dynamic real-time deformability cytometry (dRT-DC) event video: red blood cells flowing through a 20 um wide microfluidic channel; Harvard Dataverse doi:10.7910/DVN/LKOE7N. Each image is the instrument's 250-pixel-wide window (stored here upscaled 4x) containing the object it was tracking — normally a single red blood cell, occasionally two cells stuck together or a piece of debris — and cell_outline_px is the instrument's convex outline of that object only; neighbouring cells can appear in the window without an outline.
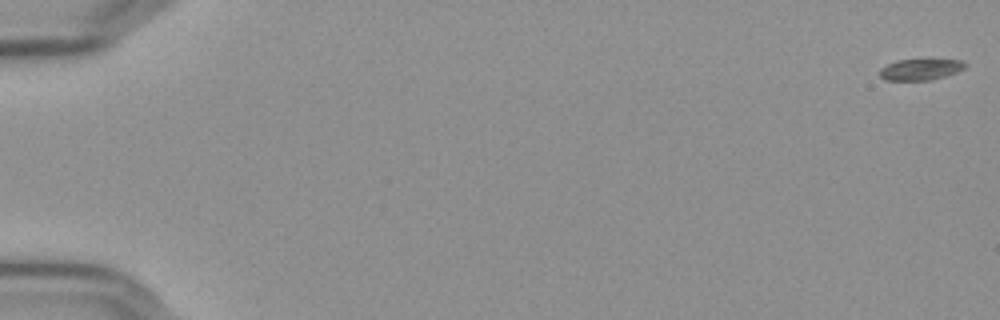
{"species": "Egyptian fruit bat (a non-hibernating species)", "species_latin": "Rousettus aegyptiacus", "temperature_condition": "cold", "stored_images_in_passage": 15, "camera_frame_rate_fps": 3000, "um_per_image_px": 0.085, "frame": {"image": 1, "passage_image": 1, "time_ms": 0.0, "image_size_px": [1000, 320], "cell_outline_px": [[968, 64], [964, 68], [956, 72], [932, 80], [884, 80], [880, 76], [880, 68], [896, 60], [928, 56], [932, 56], [964, 60]], "centroid_in_image_um": [78.31, 5.82], "position_along_channel_um": 6.7, "area_um2": 11.5}}
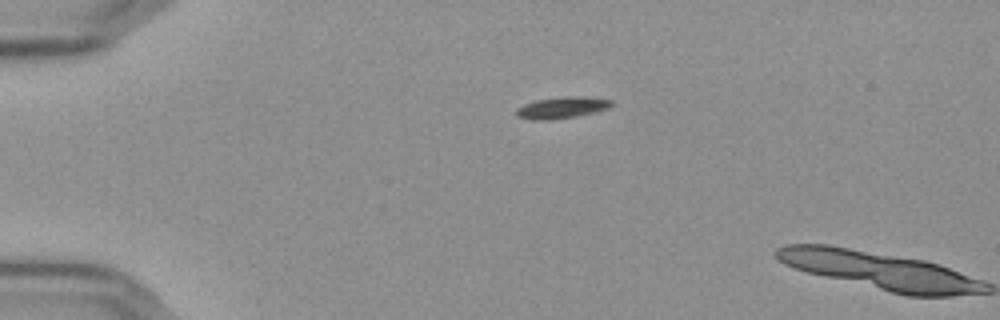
{"frame": {"image": 2, "passage_image": 14, "time_ms": 4.333, "image_size_px": [1000, 320], "cell_outline_px": [[612, 104], [608, 108], [576, 116], [548, 120], [532, 120], [516, 116], [516, 108], [524, 104], [536, 100], [568, 96], [580, 96], [612, 100]], "centroid_in_image_um": [47.71, 9.15], "position_along_channel_um": 37.3, "area_um2": 11.73}}